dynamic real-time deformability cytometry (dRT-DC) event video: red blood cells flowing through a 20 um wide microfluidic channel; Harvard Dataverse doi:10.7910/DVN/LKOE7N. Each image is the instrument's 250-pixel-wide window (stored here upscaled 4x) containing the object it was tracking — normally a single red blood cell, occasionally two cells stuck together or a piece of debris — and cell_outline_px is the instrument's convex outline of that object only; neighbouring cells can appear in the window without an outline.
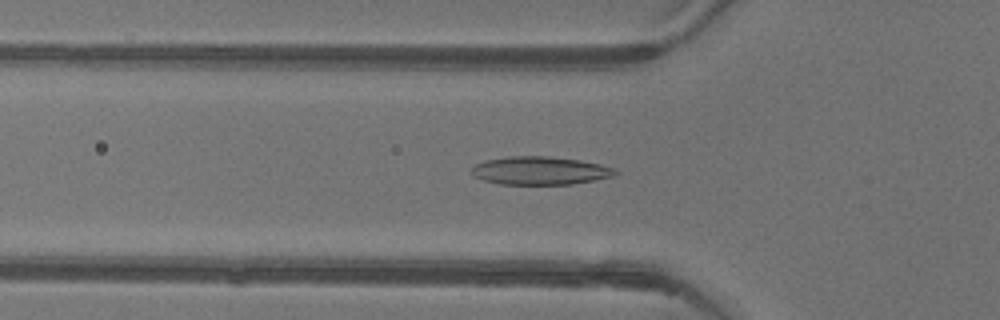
{"species": "common noctule bat (a hibernating species)", "species_latin": "Nyctalus noctula", "temperature_condition": "warm", "stored_images_in_passage": 52, "camera_frame_rate_fps": 3000, "um_per_image_px": 0.085, "animal": {"sex": "female"}, "frame": {"image": 1, "passage_image": 17, "time_ms": 5.333, "image_size_px": [1000, 320], "cell_outline_px": [[620, 172], [612, 176], [572, 184], [500, 184], [484, 180], [472, 176], [472, 168], [476, 164], [484, 160], [508, 156], [548, 156], [580, 160], [600, 164], [616, 168]], "centroid_in_image_um": [45.9, 14.49], "position_along_channel_um": 79.9, "area_um2": 23.58}}
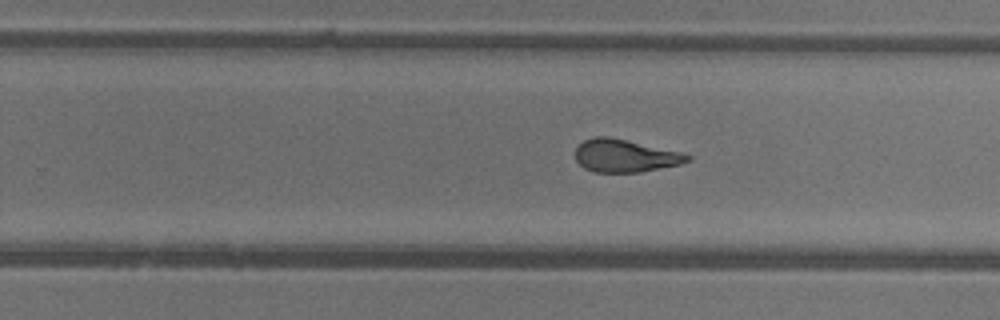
{"frame": {"image": 2, "passage_image": 32, "time_ms": 10.333, "image_size_px": [1000, 320], "cell_outline_px": [[692, 160], [680, 164], [640, 172], [592, 172], [584, 168], [576, 160], [576, 148], [584, 140], [596, 136], [608, 136], [680, 152], [692, 156]], "centroid_in_image_um": [53.12, 13.25], "position_along_channel_um": 276.7, "area_um2": 21.21}}
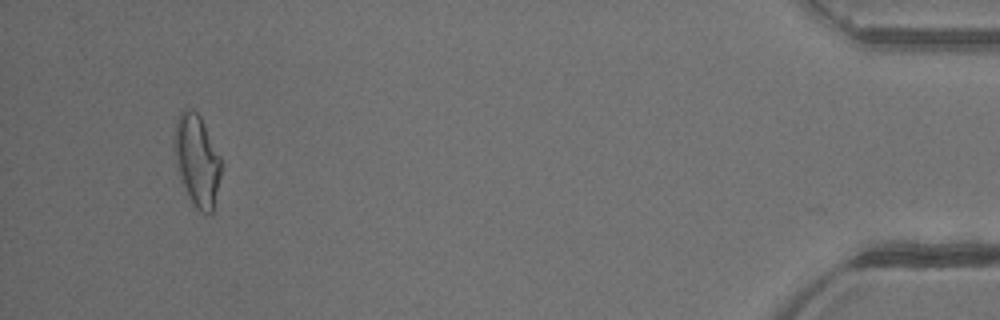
{"frame": {"image": 3, "passage_image": 49, "time_ms": 16.0, "image_size_px": [1000, 320], "cell_outline_px": [[220, 176], [212, 212], [200, 212], [192, 204], [180, 180], [172, 148], [172, 136], [176, 120], [180, 112], [184, 108], [188, 108], [196, 112], [200, 116], [220, 156]], "centroid_in_image_um": [16.68, 13.59], "position_along_channel_um": 418.5, "area_um2": 25.09}, "authors_computed_cell_mechanics": {"area_um2": 22.8599, "velocity_mm_per_s": 3.9086, "shape_relaxation_time_tau1_ms": null, "shape_relaxation_time_tau2_ms": 1.9926, "deformation_change_tau1": null, "deformation_change_tau2": 0.0934}}